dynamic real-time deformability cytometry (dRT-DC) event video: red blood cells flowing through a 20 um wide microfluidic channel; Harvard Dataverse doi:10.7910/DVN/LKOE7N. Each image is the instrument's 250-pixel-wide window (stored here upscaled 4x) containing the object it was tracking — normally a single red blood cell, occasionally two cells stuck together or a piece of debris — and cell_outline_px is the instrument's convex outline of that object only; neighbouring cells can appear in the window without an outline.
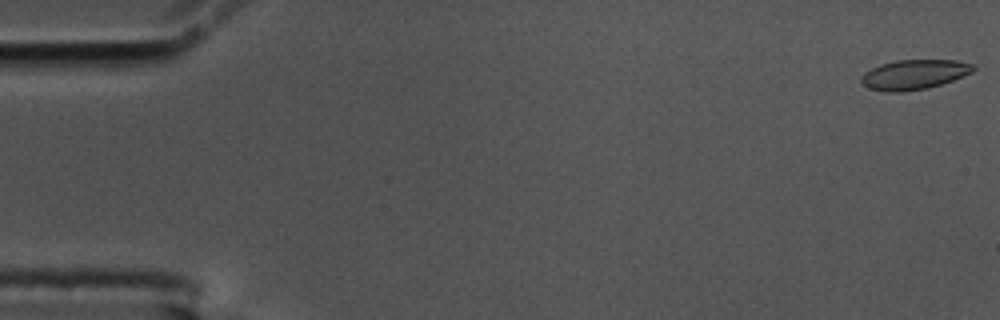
{"species": "common noctule bat (a hibernating species)", "species_latin": "Nyctalus noctula", "temperature_condition": "cold", "stored_images_in_passage": 57, "camera_frame_rate_fps": 3000, "um_per_image_px": 0.085, "animal": {"sex": "male", "body_mass_g": 17.5, "forearm_length_mm": 52.3}, "frame": {"image": 1, "passage_image": 1, "time_ms": 0.0, "image_size_px": [1000, 320], "cell_outline_px": [[976, 68], [972, 72], [952, 80], [928, 88], [900, 92], [884, 92], [868, 88], [860, 84], [860, 80], [864, 72], [880, 64], [896, 60], [956, 60], [972, 64]], "centroid_in_image_um": [77.65, 6.34], "position_along_channel_um": 7.4, "area_um2": 19.48}}
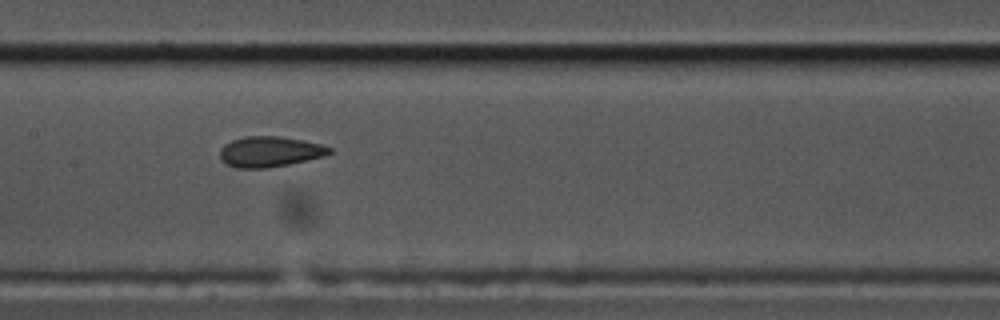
{"frame": {"image": 2, "passage_image": 28, "time_ms": 9.0, "image_size_px": [1000, 320], "cell_outline_px": [[332, 152], [324, 156], [288, 164], [268, 168], [236, 168], [220, 160], [220, 148], [224, 144], [232, 140], [244, 136], [280, 136], [320, 144], [332, 148]], "centroid_in_image_um": [22.9, 12.89], "position_along_channel_um": 184.5, "area_um2": 19.42}}
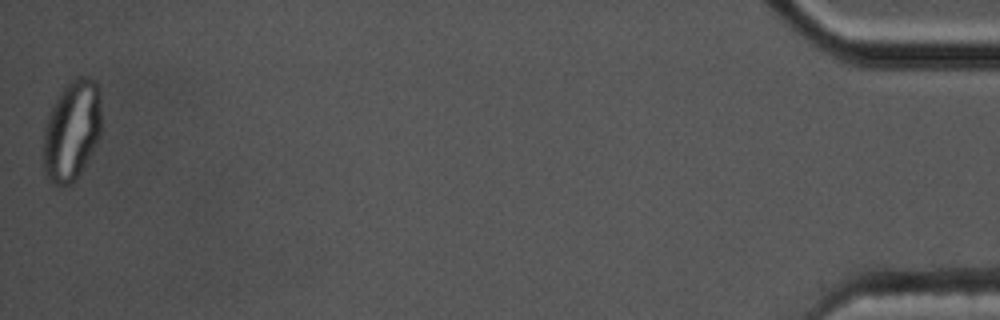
{"frame": {"image": 3, "passage_image": 57, "time_ms": 18.667, "image_size_px": [1000, 320], "cell_outline_px": [[100, 136], [96, 144], [76, 180], [68, 184], [56, 184], [44, 172], [44, 128], [48, 116], [60, 92], [76, 76], [88, 76], [96, 80], [100, 88]], "centroid_in_image_um": [6.13, 11.04], "position_along_channel_um": 429.1, "area_um2": 33.58}, "authors_computed_cell_mechanics": {"area_um2": 19.7098, "velocity_mm_per_s": 3.5159, "shape_relaxation_time_tau1_ms": null, "shape_relaxation_time_tau2_ms": 1.1328, "deformation_change_tau1": null, "deformation_change_tau2": 0.0553}}